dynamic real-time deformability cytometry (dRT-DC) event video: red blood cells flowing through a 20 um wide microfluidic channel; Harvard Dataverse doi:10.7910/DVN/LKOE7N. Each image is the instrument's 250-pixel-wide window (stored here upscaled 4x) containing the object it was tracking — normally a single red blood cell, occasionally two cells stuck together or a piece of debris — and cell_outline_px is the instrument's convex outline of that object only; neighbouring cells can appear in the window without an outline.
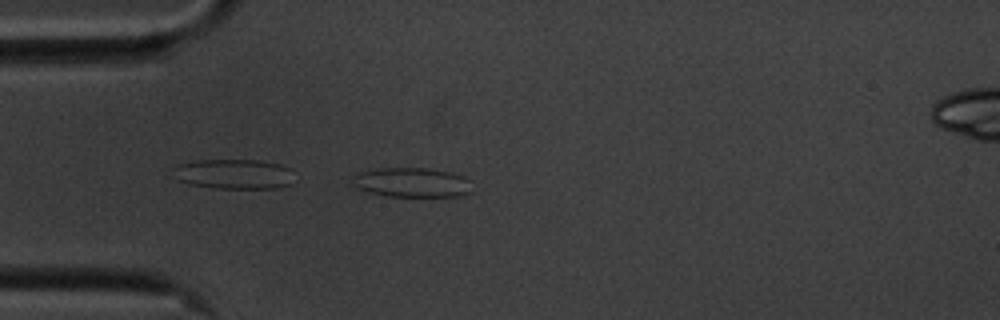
{"species": "common noctule bat (a hibernating species)", "species_latin": "Nyctalus noctula", "temperature_condition": "cold", "stored_images_in_passage": 42, "camera_frame_rate_fps": 3000, "um_per_image_px": 0.085, "animal": {"sex": "male", "body_mass_g": 20.1, "forearm_length_mm": 53.5}, "frame": {"image": 1, "passage_image": 1, "time_ms": 0.0, "image_size_px": [1000, 320], "cell_outline_px": [[472, 192], [460, 196], [388, 196], [368, 192], [356, 188], [356, 172], [384, 168], [424, 168], [448, 172], [464, 176], [472, 180]], "centroid_in_image_um": [35.1, 15.51], "position_along_channel_um": 49.9, "area_um2": 20.46}}
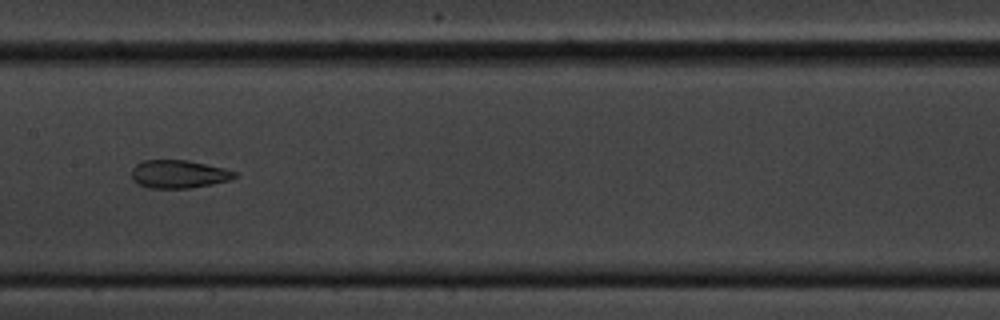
{"frame": {"image": 2, "passage_image": 14, "time_ms": 4.333, "image_size_px": [1000, 320], "cell_outline_px": [[240, 176], [232, 180], [192, 188], [148, 188], [136, 184], [132, 180], [132, 168], [140, 160], [188, 160], [224, 168], [236, 172]], "centroid_in_image_um": [15.2, 14.8], "position_along_channel_um": 192.2, "area_um2": 17.22}}
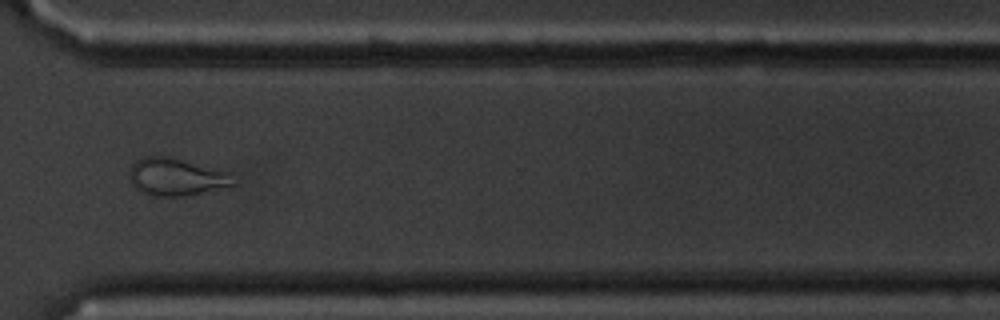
{"frame": {"image": 3, "passage_image": 28, "time_ms": 9.0, "image_size_px": [1000, 320], "cell_outline_px": [[236, 184], [184, 196], [152, 196], [136, 188], [132, 184], [132, 164], [136, 160], [144, 156], [168, 156], [224, 172]], "centroid_in_image_um": [14.9, 15.04], "position_along_channel_um": 355.7, "area_um2": 21.62}, "authors_computed_cell_mechanics": {"area_um2": 17.5423, "velocity_mm_per_s": 3.5121, "shape_relaxation_time_tau1_ms": null, "shape_relaxation_time_tau2_ms": 2.552, "deformation_change_tau1": null, "deformation_change_tau2": 0.1081}}